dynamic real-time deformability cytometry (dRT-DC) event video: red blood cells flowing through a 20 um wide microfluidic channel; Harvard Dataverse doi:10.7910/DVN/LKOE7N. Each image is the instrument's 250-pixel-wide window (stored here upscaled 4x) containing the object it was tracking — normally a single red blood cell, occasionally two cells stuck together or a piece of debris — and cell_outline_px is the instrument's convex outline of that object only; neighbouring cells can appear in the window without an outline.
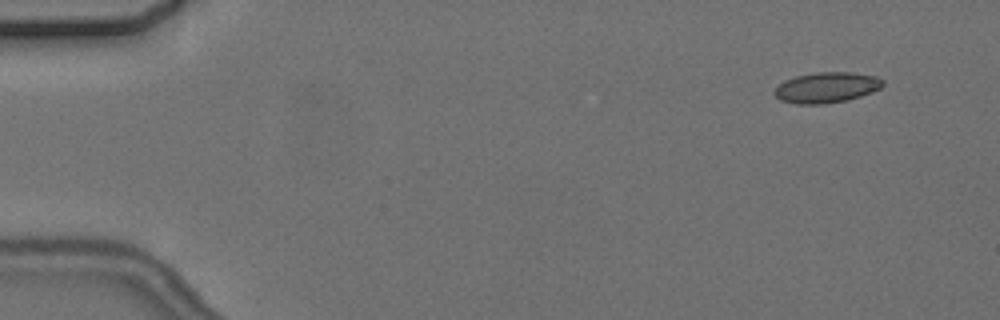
{"species": "common noctule bat (a hibernating species)", "species_latin": "Nyctalus noctula", "temperature_condition": "cold", "stored_images_in_passage": 5, "camera_frame_rate_fps": 3000, "um_per_image_px": 0.085, "animal": {"sex": "female", "body_mass_g": 24.6, "forearm_length_mm": 56.2}, "frame": {"image": 1, "passage_image": 1, "time_ms": 0.0, "image_size_px": [1000, 320], "cell_outline_px": [[884, 84], [880, 88], [872, 92], [848, 100], [824, 104], [796, 104], [780, 100], [772, 92], [784, 80], [796, 76], [816, 72], [852, 72], [876, 76], [884, 80]], "centroid_in_image_um": [70.26, 7.44], "position_along_channel_um": 14.7, "area_um2": 19.42}}